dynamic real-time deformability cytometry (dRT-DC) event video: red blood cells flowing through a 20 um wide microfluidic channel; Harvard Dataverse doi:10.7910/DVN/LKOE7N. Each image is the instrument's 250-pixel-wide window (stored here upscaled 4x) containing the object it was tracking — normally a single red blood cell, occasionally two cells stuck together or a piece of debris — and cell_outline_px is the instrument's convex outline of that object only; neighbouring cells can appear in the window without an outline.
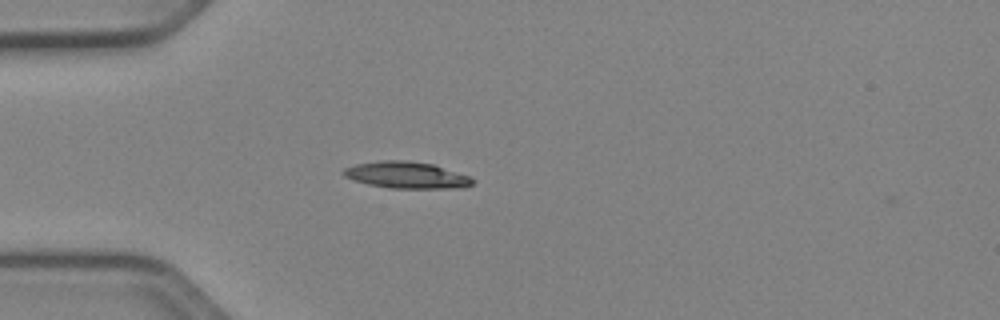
{"species": "Egyptian fruit bat (a non-hibernating species)", "species_latin": "Rousettus aegyptiacus", "temperature_condition": "cold", "stored_images_in_passage": 38, "camera_frame_rate_fps": 3000, "um_per_image_px": 0.085, "animal": {"sex": "female"}, "frame": {"image": 1, "passage_image": 1, "time_ms": 0.0, "image_size_px": [1000, 320], "cell_outline_px": [[476, 180], [472, 184], [464, 188], [388, 188], [368, 184], [344, 176], [340, 172], [344, 168], [356, 164], [380, 160], [408, 160], [432, 164], [468, 176]], "centroid_in_image_um": [34.54, 14.88], "position_along_channel_um": 50.5, "area_um2": 20.0}}
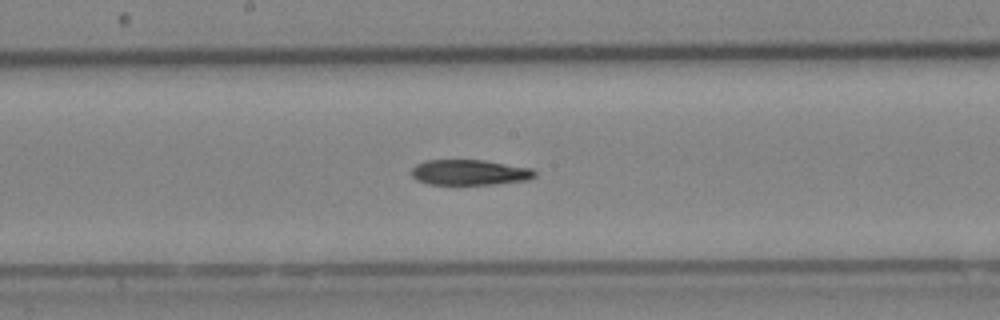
{"frame": {"image": 2, "passage_image": 14, "time_ms": 4.333, "image_size_px": [1000, 320], "cell_outline_px": [[536, 176], [528, 180], [496, 184], [428, 184], [416, 180], [412, 176], [412, 168], [416, 164], [424, 160], [484, 160], [532, 168], [536, 172]], "centroid_in_image_um": [39.92, 14.65], "position_along_channel_um": 208.3, "area_um2": 18.38}}
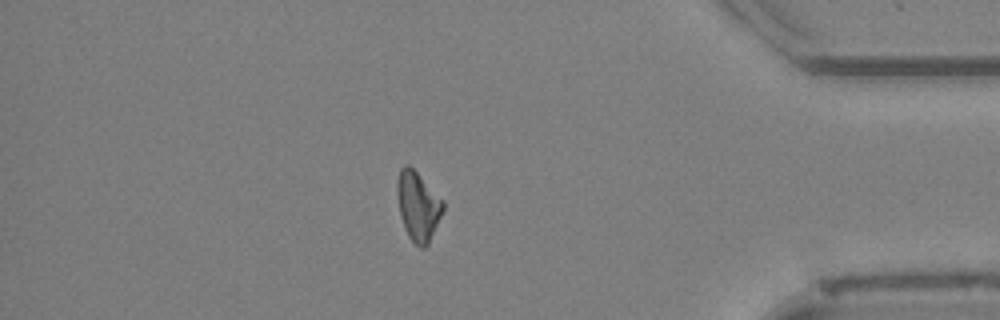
{"frame": {"image": 3, "passage_image": 31, "time_ms": 10.0, "image_size_px": [1000, 320], "cell_outline_px": [[444, 208], [428, 244], [424, 248], [420, 248], [408, 236], [400, 216], [396, 192], [396, 180], [400, 168], [404, 164], [408, 164], [444, 200]], "centroid_in_image_um": [35.51, 17.49], "position_along_channel_um": 399.7, "area_um2": 18.44}, "authors_computed_cell_mechanics": {"area_um2": 18.7561, "velocity_mm_per_s": 3.9583, "shape_relaxation_time_tau1_ms": 5.5109, "shape_relaxation_time_tau2_ms": null, "deformation_change_tau1": 0.1429, "deformation_change_tau2": null}}